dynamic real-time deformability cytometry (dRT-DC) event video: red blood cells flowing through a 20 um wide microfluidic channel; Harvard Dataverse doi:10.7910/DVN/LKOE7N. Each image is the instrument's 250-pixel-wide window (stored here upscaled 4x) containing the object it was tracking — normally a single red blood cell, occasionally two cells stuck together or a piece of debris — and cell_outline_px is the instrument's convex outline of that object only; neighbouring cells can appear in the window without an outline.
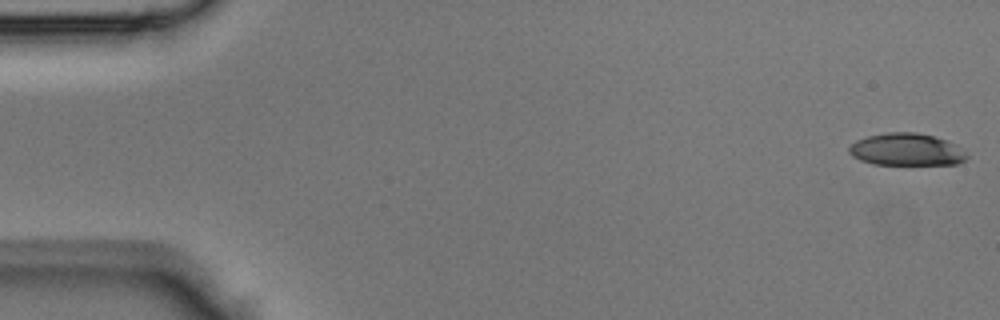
{"species": "Egyptian fruit bat (a non-hibernating species)", "species_latin": "Rousettus aegyptiacus", "temperature_condition": "room temperature", "stored_images_in_passage": 44, "camera_frame_rate_fps": 3000, "um_per_image_px": 0.085, "animal": {"sex": "male"}, "frame": {"image": 1, "passage_image": 1, "time_ms": 0.0, "image_size_px": [1000, 320], "cell_outline_px": [[968, 156], [964, 160], [956, 164], [876, 164], [860, 160], [852, 156], [848, 152], [848, 148], [856, 140], [868, 136], [888, 132], [916, 132], [948, 140], [956, 144]], "centroid_in_image_um": [77.04, 12.7], "position_along_channel_um": 8.0, "area_um2": 22.02}}
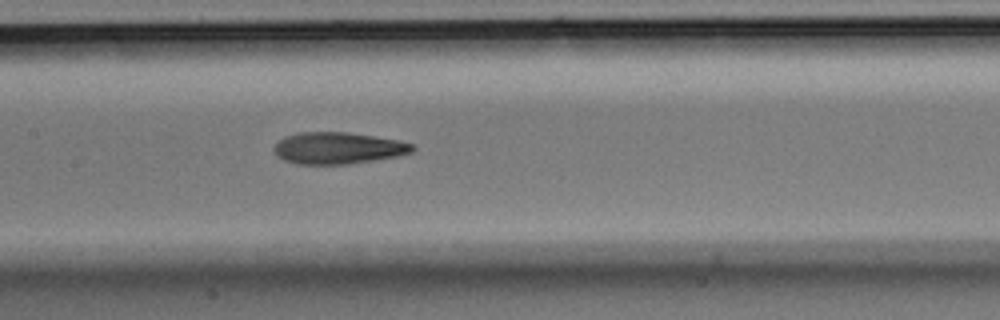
{"frame": {"image": 2, "passage_image": 21, "time_ms": 6.667, "image_size_px": [1000, 320], "cell_outline_px": [[416, 148], [412, 152], [396, 156], [348, 164], [296, 164], [284, 160], [276, 156], [272, 148], [284, 136], [300, 132], [348, 132], [400, 140], [412, 144]], "centroid_in_image_um": [28.7, 12.58], "position_along_channel_um": 178.7, "area_um2": 25.61}}
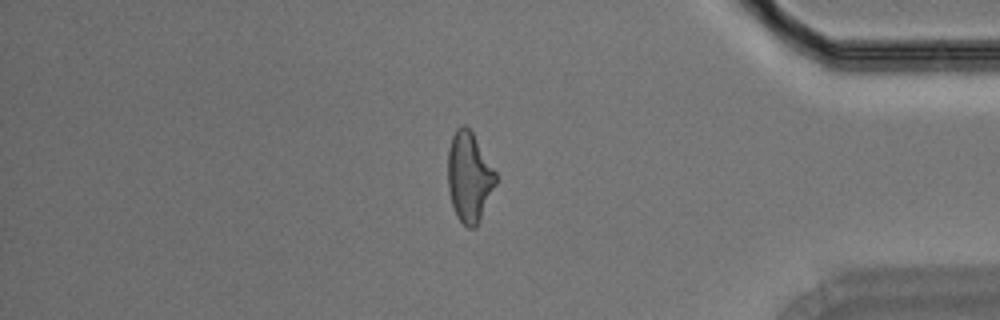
{"frame": {"image": 3, "passage_image": 37, "time_ms": 12.0, "image_size_px": [1000, 320], "cell_outline_px": [[496, 184], [480, 220], [476, 228], [468, 228], [456, 216], [452, 204], [448, 188], [448, 148], [452, 136], [456, 128], [464, 124], [472, 132], [496, 172]], "centroid_in_image_um": [39.87, 15.05], "position_along_channel_um": 395.3, "area_um2": 25.03}}